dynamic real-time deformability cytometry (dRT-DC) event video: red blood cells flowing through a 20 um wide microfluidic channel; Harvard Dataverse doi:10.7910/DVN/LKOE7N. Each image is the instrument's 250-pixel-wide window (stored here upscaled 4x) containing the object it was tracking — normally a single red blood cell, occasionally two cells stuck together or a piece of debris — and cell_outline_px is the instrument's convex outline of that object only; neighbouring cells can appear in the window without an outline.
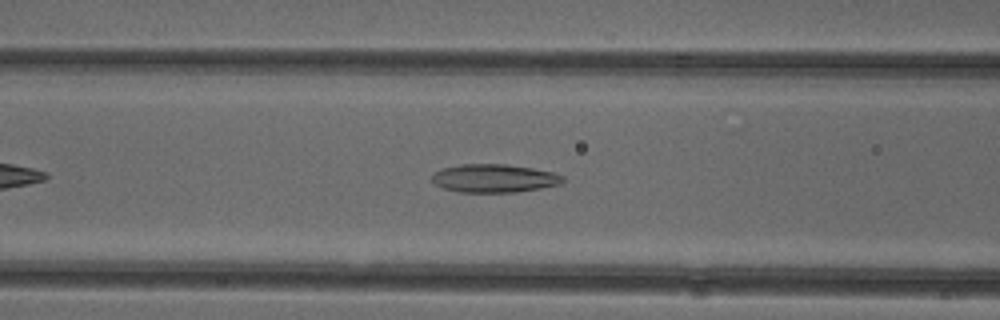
{"species": "common noctule bat (a hibernating species)", "species_latin": "Nyctalus noctula", "temperature_condition": "cold", "stored_images_in_passage": 41, "camera_frame_rate_fps": 3000, "um_per_image_px": 0.085, "animal": {"sex": "female"}, "frame": {"image": 1, "passage_image": 10, "time_ms": 3.0, "image_size_px": [1000, 320], "cell_outline_px": [[564, 184], [516, 192], [460, 192], [444, 188], [436, 184], [432, 180], [432, 172], [444, 168], [460, 164], [508, 164], [532, 168], [552, 172], [564, 176]], "centroid_in_image_um": [42.03, 15.15], "position_along_channel_um": 124.6, "area_um2": 21.62}}
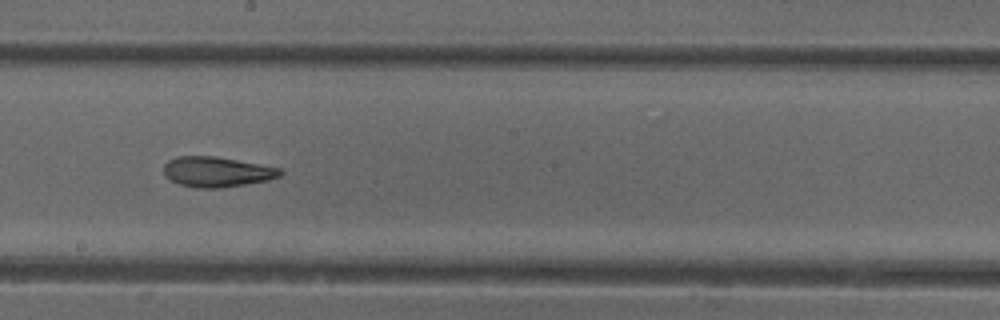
{"frame": {"image": 2, "passage_image": 18, "time_ms": 5.667, "image_size_px": [1000, 320], "cell_outline_px": [[284, 172], [280, 176], [268, 180], [220, 188], [196, 188], [180, 184], [164, 176], [164, 164], [168, 160], [176, 156], [216, 156], [280, 168]], "centroid_in_image_um": [18.41, 14.6], "position_along_channel_um": 229.8, "area_um2": 20.46}}
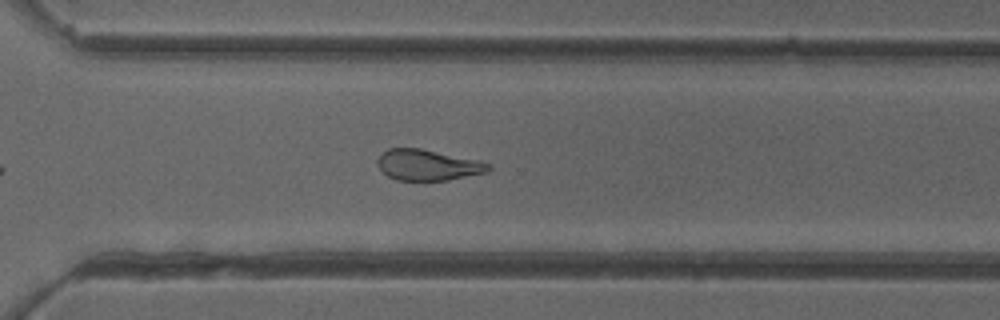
{"frame": {"image": 3, "passage_image": 26, "time_ms": 8.333, "image_size_px": [1000, 320], "cell_outline_px": [[492, 168], [488, 172], [448, 180], [396, 180], [388, 176], [376, 164], [376, 160], [388, 148], [420, 148], [480, 160], [488, 164]], "centroid_in_image_um": [36.37, 14.02], "position_along_channel_um": 334.2, "area_um2": 19.94}, "authors_computed_cell_mechanics": {"area_um2": 21.5594, "velocity_mm_per_s": 3.9378, "shape_relaxation_time_tau1_ms": null, "shape_relaxation_time_tau2_ms": 2.7609, "deformation_change_tau1": null, "deformation_change_tau2": 0.1089}}